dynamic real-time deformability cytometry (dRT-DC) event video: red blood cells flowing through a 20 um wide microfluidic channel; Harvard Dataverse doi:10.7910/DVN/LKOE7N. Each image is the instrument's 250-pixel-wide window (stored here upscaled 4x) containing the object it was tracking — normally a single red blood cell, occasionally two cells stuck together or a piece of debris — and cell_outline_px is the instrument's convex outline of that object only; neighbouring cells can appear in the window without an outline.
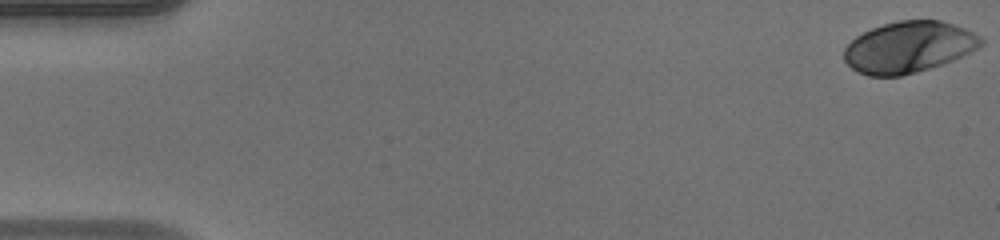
{"species": "human", "species_latin": "Homo sapiens", "temperature_condition": "warm", "stored_images_in_passage": 50, "camera_frame_rate_fps": 3000, "um_per_image_px": 0.085, "donor": {"sex": "male"}, "frame": {"image": 1, "passage_image": 1, "time_ms": 0.0, "image_size_px": [1000, 240], "cell_outline_px": [[984, 44], [944, 64], [916, 72], [900, 76], [868, 76], [856, 72], [844, 60], [844, 48], [856, 36], [872, 28], [884, 24], [900, 20], [940, 20], [964, 28], [980, 36], [984, 40]], "centroid_in_image_um": [77.21, 4.01], "position_along_channel_um": 7.8, "area_um2": 40.75}}
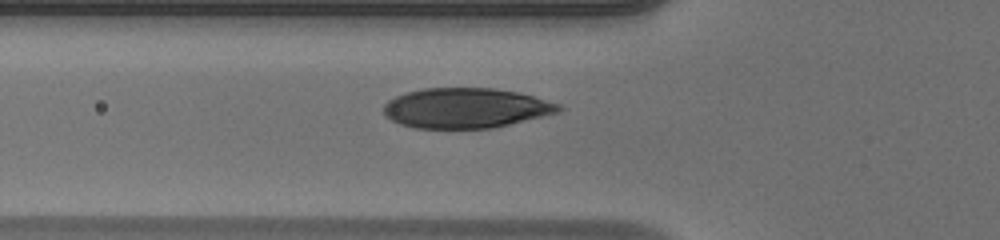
{"frame": {"image": 2, "passage_image": 18, "time_ms": 5.667, "image_size_px": [1000, 240], "cell_outline_px": [[564, 108], [560, 112], [544, 116], [492, 128], [412, 128], [400, 124], [392, 120], [384, 112], [384, 104], [388, 100], [396, 96], [408, 92], [424, 88], [492, 88], [516, 92], [532, 96], [560, 104]], "centroid_in_image_um": [39.6, 9.19], "position_along_channel_um": 86.2, "area_um2": 40.69}}
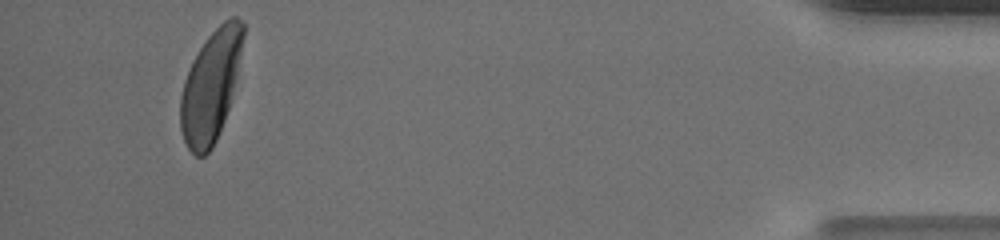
{"frame": {"image": 3, "passage_image": 47, "time_ms": 15.333, "image_size_px": [1000, 240], "cell_outline_px": [[244, 36], [236, 76], [228, 108], [224, 120], [216, 140], [212, 148], [204, 156], [196, 156], [188, 148], [184, 140], [180, 128], [180, 96], [184, 80], [192, 60], [208, 36], [224, 20], [232, 16], [236, 16], [244, 24]], "centroid_in_image_um": [17.89, 7.32], "position_along_channel_um": 417.3, "area_um2": 40.11}, "authors_computed_cell_mechanics": {"area_um2": 41.1247, "velocity_mm_per_s": 4.1513, "shape_relaxation_time_tau1_ms": 2.7527, "shape_relaxation_time_tau2_ms": null, "deformation_change_tau1": 0.1901, "deformation_change_tau2": null}}